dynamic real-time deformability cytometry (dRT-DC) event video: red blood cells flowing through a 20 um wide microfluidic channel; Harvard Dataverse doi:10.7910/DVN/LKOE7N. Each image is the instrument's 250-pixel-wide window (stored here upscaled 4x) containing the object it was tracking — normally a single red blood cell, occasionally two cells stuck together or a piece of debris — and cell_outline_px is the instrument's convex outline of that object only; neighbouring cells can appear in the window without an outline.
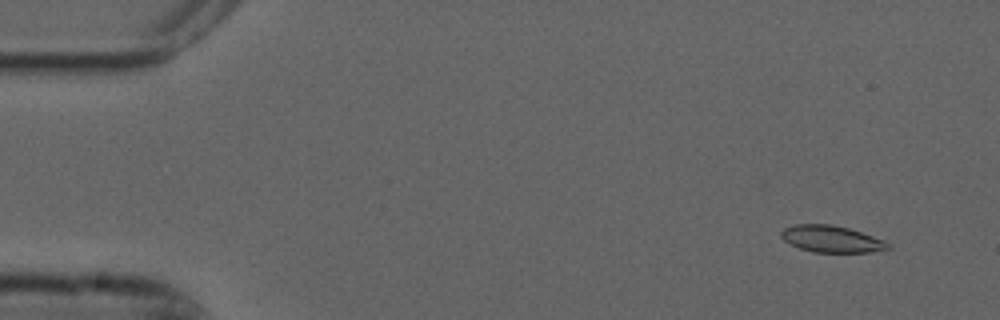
{"species": "common noctule bat (a hibernating species)", "species_latin": "Nyctalus noctula", "temperature_condition": "cold", "stored_images_in_passage": 4, "camera_frame_rate_fps": 3000, "um_per_image_px": 0.085, "animal": {"sex": "male", "forearm_length_mm": 52.5}, "frame": {"image": 1, "passage_image": 1, "time_ms": 0.0, "image_size_px": [1000, 320], "cell_outline_px": [[892, 248], [872, 252], [812, 252], [800, 248], [784, 240], [780, 236], [780, 232], [784, 228], [792, 224], [832, 224], [848, 228], [884, 240], [892, 244]], "centroid_in_image_um": [70.69, 20.31], "position_along_channel_um": 14.3, "area_um2": 16.7}}
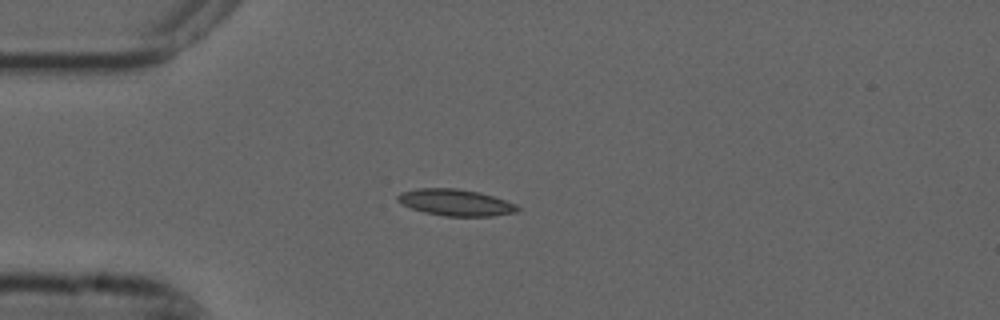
{"frame": {"image": 2, "passage_image": 4, "time_ms": 1.0, "image_size_px": [1000, 320], "cell_outline_px": [[520, 208], [516, 212], [492, 216], [444, 216], [424, 212], [400, 204], [396, 200], [396, 196], [400, 192], [420, 188], [456, 188], [480, 192], [516, 204]], "centroid_in_image_um": [38.69, 17.21], "position_along_channel_um": 46.3, "area_um2": 18.55}}